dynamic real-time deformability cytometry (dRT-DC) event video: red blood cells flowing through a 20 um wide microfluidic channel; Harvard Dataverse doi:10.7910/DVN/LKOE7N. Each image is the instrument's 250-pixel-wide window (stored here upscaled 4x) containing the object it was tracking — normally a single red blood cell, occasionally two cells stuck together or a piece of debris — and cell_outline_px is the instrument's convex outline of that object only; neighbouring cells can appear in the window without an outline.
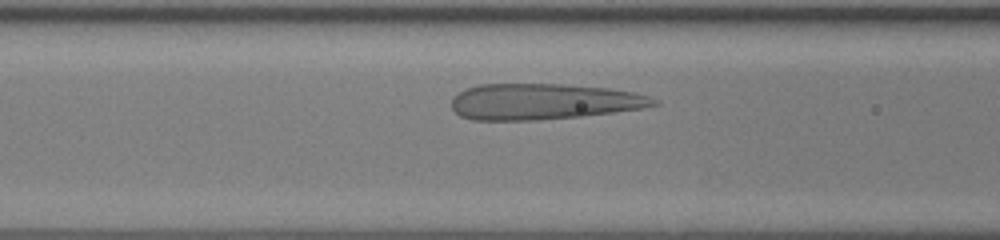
{"species": "human", "species_latin": "Homo sapiens", "temperature_condition": "room temperature", "stored_images_in_passage": 34, "camera_frame_rate_fps": 3000, "um_per_image_px": 0.085, "donor": {"sex": "female"}, "frame": {"image": 1, "passage_image": 13, "time_ms": 4.0, "image_size_px": [1000, 240], "cell_outline_px": [[660, 104], [644, 108], [580, 116], [536, 120], [472, 120], [460, 116], [452, 108], [452, 96], [464, 88], [480, 84], [560, 84], [608, 88], [636, 92], [660, 100]], "centroid_in_image_um": [46.18, 8.63], "position_along_channel_um": 120.4, "area_um2": 42.6}}
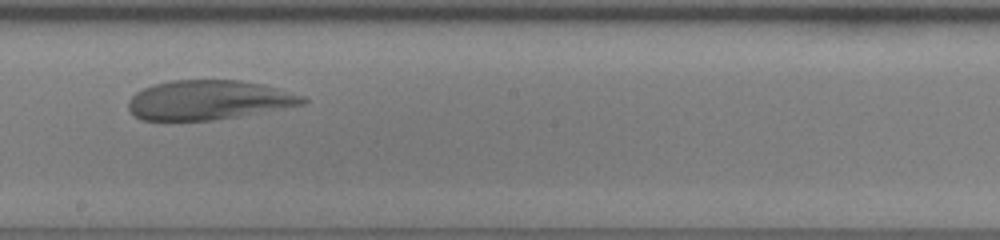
{"frame": {"image": 2, "passage_image": 21, "time_ms": 6.667, "image_size_px": [1000, 240], "cell_outline_px": [[308, 100], [304, 104], [236, 116], [212, 120], [140, 120], [128, 108], [128, 100], [136, 92], [152, 84], [172, 80], [240, 80], [264, 84], [304, 96]], "centroid_in_image_um": [17.7, 8.49], "position_along_channel_um": 230.5, "area_um2": 39.82}}
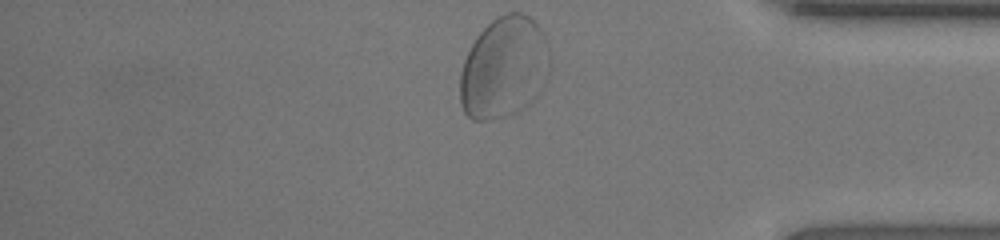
{"frame": {"image": 3, "passage_image": 34, "time_ms": 11.0, "image_size_px": [1000, 240], "cell_outline_px": [[548, 68], [536, 96], [528, 104], [516, 112], [504, 116], [484, 120], [472, 120], [464, 112], [460, 104], [460, 72], [464, 60], [476, 36], [492, 20], [504, 12], [520, 12], [528, 16], [544, 32], [548, 40]], "centroid_in_image_um": [42.81, 5.73], "position_along_channel_um": 392.4, "area_um2": 52.71}}